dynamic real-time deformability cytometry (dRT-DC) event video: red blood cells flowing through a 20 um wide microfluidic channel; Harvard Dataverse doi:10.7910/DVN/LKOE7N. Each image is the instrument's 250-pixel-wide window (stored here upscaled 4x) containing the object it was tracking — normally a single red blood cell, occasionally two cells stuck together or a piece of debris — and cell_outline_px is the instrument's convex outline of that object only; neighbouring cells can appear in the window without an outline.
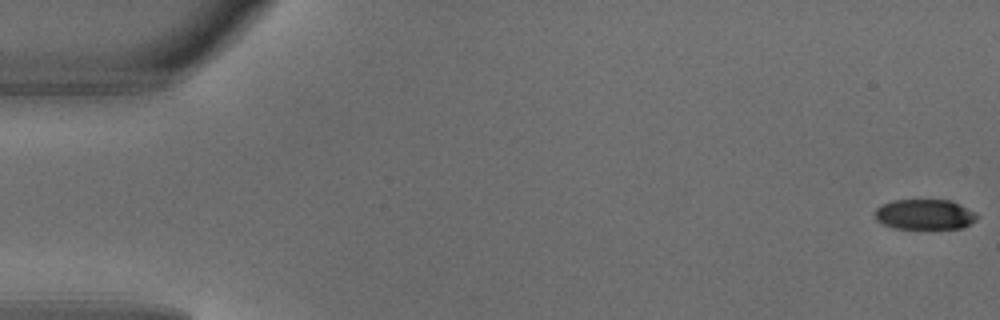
{"species": "common noctule bat (a hibernating species)", "species_latin": "Nyctalus noctula", "temperature_condition": "warm", "stored_images_in_passage": 5, "camera_frame_rate_fps": 3000, "um_per_image_px": 0.085, "animal": {"sex": "male", "body_mass_g": 18.8}, "frame": {"image": 1, "passage_image": 1, "time_ms": 0.0, "image_size_px": [1000, 320], "cell_outline_px": [[980, 216], [976, 220], [964, 228], [896, 228], [884, 224], [876, 220], [876, 208], [880, 204], [892, 200], [952, 200], [976, 212]], "centroid_in_image_um": [78.64, 18.21], "position_along_channel_um": 6.4, "area_um2": 18.09}}
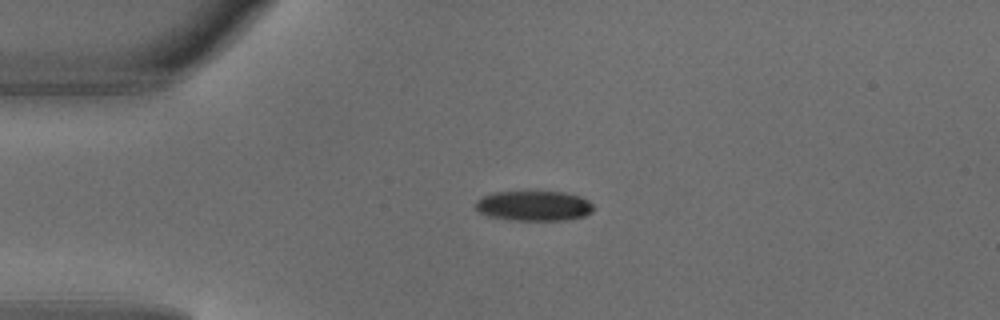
{"frame": {"image": 2, "passage_image": 4, "time_ms": 1.0, "image_size_px": [1000, 320], "cell_outline_px": [[592, 212], [584, 216], [568, 220], [512, 220], [488, 216], [480, 212], [472, 204], [476, 200], [484, 196], [496, 192], [564, 192], [580, 196], [588, 200], [592, 204]], "centroid_in_image_um": [45.37, 17.5], "position_along_channel_um": 39.6, "area_um2": 20.63}}